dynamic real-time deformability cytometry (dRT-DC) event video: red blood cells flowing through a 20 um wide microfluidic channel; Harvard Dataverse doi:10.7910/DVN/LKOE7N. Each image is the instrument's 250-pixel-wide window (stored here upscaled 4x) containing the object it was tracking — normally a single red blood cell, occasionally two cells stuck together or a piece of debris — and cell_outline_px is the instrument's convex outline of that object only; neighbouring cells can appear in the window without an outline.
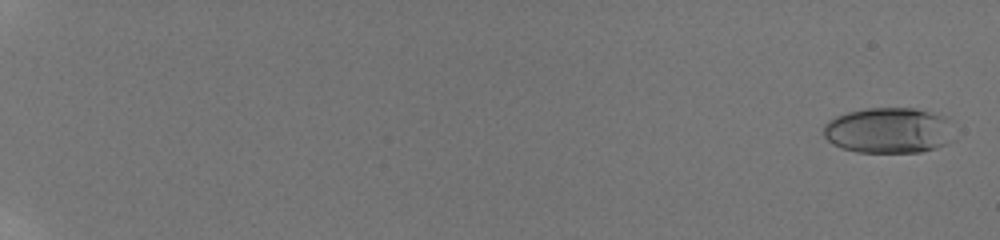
{"species": "human", "species_latin": "Homo sapiens", "temperature_condition": "room temperature", "stored_images_in_passage": 58, "camera_frame_rate_fps": 3000, "um_per_image_px": 0.085, "donor": {"sex": "male"}, "frame": {"image": 1, "passage_image": 2, "time_ms": 0.333, "image_size_px": [1000, 240], "cell_outline_px": [[952, 140], [948, 144], [936, 148], [920, 152], [856, 152], [840, 148], [832, 144], [824, 136], [824, 124], [828, 120], [836, 116], [848, 112], [864, 108], [916, 108], [944, 116], [948, 120]], "centroid_in_image_um": [75.5, 11.09], "position_along_channel_um": 9.5, "area_um2": 34.91}}
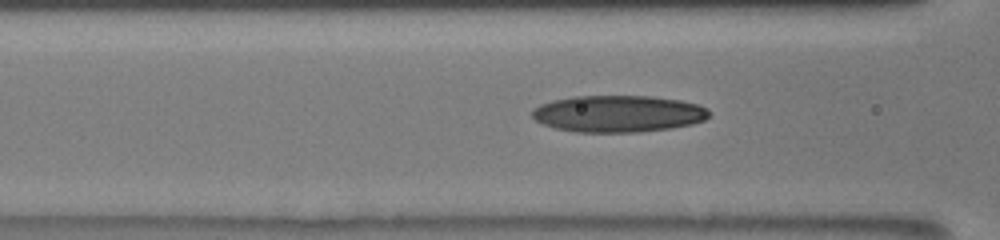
{"frame": {"image": 2, "passage_image": 29, "time_ms": 9.333, "image_size_px": [1000, 240], "cell_outline_px": [[712, 112], [704, 120], [692, 124], [668, 128], [640, 132], [576, 132], [556, 128], [544, 124], [536, 120], [532, 116], [532, 108], [540, 104], [552, 100], [572, 96], [652, 96], [680, 100], [700, 104], [708, 108]], "centroid_in_image_um": [52.56, 9.66], "position_along_channel_um": 114.0, "area_um2": 38.15}}
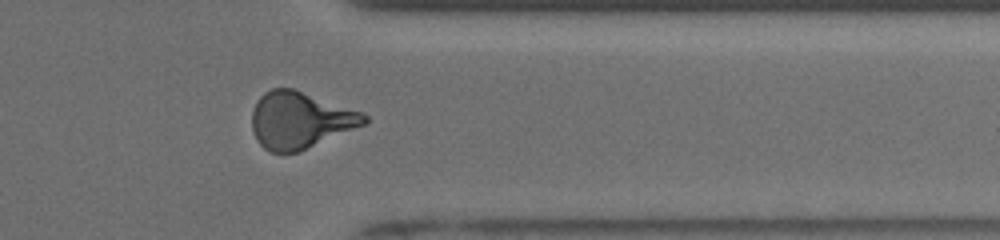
{"frame": {"image": 3, "passage_image": 50, "time_ms": 16.333, "image_size_px": [1000, 240], "cell_outline_px": [[368, 120], [364, 124], [300, 152], [268, 152], [256, 140], [252, 128], [252, 112], [260, 96], [264, 92], [272, 88], [292, 88], [364, 112], [368, 116]], "centroid_in_image_um": [25.5, 10.21], "position_along_channel_um": 385.9, "area_um2": 37.05}, "authors_computed_cell_mechanics": {"area_um2": 35.6048, "velocity_mm_per_s": 3.8981, "shape_relaxation_time_tau1_ms": 7.3067, "shape_relaxation_time_tau2_ms": 1.6947, "deformation_change_tau1": 0.2338, "deformation_change_tau2": 0.0904}}